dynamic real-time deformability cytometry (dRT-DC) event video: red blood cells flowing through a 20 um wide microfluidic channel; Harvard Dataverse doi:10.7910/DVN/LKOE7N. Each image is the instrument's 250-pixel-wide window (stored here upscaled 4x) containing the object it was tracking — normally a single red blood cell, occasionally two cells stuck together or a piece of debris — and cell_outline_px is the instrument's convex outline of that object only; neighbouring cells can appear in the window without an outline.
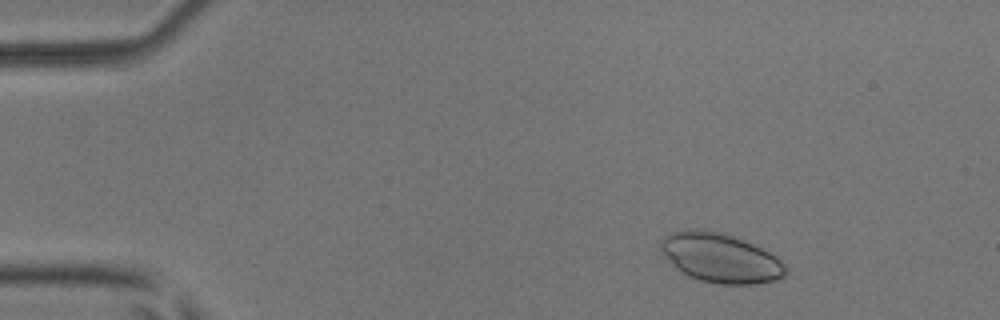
{"species": "common noctule bat (a hibernating species)", "species_latin": "Nyctalus noctula", "temperature_condition": "room temperature", "stored_images_in_passage": 15, "camera_frame_rate_fps": 3000, "um_per_image_px": 0.085, "animal": {"sex": "male", "body_mass_g": 17.9, "forearm_length_mm": 54.2}, "frame": {"image": 1, "passage_image": 5, "time_ms": 1.333, "image_size_px": [1000, 320], "cell_outline_px": [[788, 272], [784, 276], [776, 280], [756, 284], [720, 284], [700, 280], [688, 276], [680, 272], [676, 268], [660, 248], [660, 240], [664, 236], [672, 232], [692, 228], [700, 228], [724, 232], [744, 240], [776, 256], [788, 268]], "centroid_in_image_um": [61.25, 21.91], "position_along_channel_um": 23.8, "area_um2": 36.07}}